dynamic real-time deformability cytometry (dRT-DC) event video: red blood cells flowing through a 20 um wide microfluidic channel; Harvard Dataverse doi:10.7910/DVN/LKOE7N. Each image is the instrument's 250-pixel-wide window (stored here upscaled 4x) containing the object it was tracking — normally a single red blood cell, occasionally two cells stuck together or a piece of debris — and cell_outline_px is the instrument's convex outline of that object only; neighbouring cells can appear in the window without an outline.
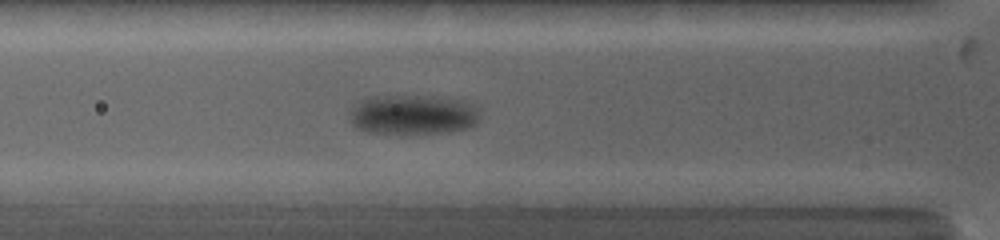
{"species": "common noctule bat (a hibernating species)", "species_latin": "Nyctalus noctula", "temperature_condition": "warm", "stored_images_in_passage": 14, "camera_frame_rate_fps": 5000, "um_per_image_px": 0.085, "animal": {"sex": "female", "body_mass_g": 19.0, "forearm_length_mm": 53.3}, "frame": {"image": 1, "passage_image": 10, "time_ms": 3.6, "image_size_px": [1000, 240], "cell_outline_px": [[480, 116], [476, 124], [468, 128], [448, 132], [404, 136], [400, 136], [372, 132], [356, 128], [352, 124], [348, 116], [356, 100], [372, 96], [432, 96], [464, 100], [476, 104], [480, 108]], "centroid_in_image_um": [35.11, 9.77], "position_along_channel_um": 90.7, "area_um2": 31.56}}
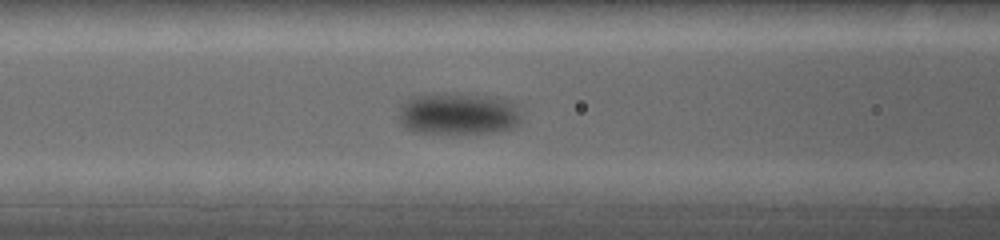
{"frame": {"image": 2, "passage_image": 13, "time_ms": 4.6, "image_size_px": [1000, 240], "cell_outline_px": [[520, 120], [508, 132], [452, 136], [432, 136], [412, 132], [404, 128], [400, 124], [400, 100], [412, 96], [428, 92], [460, 92], [496, 96], [520, 104]], "centroid_in_image_um": [38.92, 9.69], "position_along_channel_um": 127.7, "area_um2": 32.89}}